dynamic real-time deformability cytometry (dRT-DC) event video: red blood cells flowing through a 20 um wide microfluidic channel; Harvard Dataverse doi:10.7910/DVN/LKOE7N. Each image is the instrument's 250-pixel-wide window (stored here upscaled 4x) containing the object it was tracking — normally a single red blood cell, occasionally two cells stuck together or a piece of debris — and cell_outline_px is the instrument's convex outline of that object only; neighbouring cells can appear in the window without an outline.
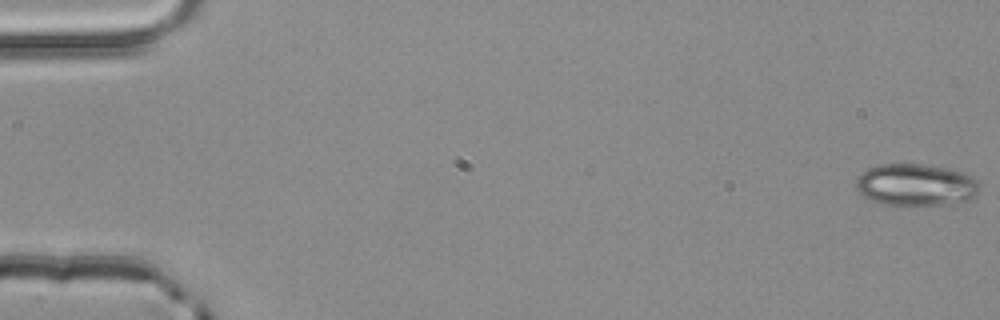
{"species": "common noctule bat (a hibernating species)", "species_latin": "Nyctalus noctula", "temperature_condition": "room temperature", "stored_images_in_passage": 4, "camera_frame_rate_fps": 3000, "um_per_image_px": 0.085, "animal": {"sex": "male", "body_mass_g": 20.4}, "frame": {"image": 1, "passage_image": 1, "time_ms": 0.0, "image_size_px": [1000, 320], "cell_outline_px": [[980, 184], [976, 192], [968, 200], [948, 204], [880, 204], [864, 196], [856, 188], [856, 180], [868, 168], [880, 164], [924, 164], [948, 168], [964, 172], [972, 176]], "centroid_in_image_um": [77.85, 15.69], "position_along_channel_um": 7.1, "area_um2": 29.88}}